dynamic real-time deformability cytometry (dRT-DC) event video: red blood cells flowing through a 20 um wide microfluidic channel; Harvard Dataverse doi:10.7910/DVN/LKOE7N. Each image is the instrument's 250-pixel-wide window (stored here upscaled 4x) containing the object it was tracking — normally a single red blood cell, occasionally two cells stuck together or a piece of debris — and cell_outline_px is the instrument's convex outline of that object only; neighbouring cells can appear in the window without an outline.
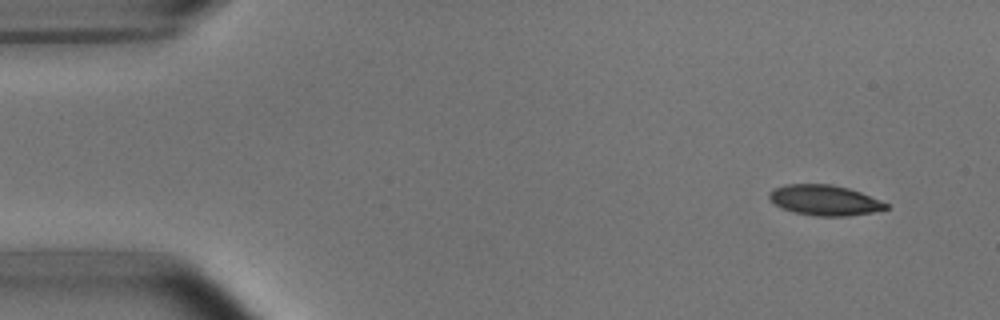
{"species": "common noctule bat (a hibernating species)", "species_latin": "Nyctalus noctula", "temperature_condition": "room temperature", "stored_images_in_passage": 2, "camera_frame_rate_fps": 3000, "um_per_image_px": 0.085, "animal": {"sex": "male", "body_mass_g": 15.6}, "frame": {"image": 1, "passage_image": 1, "time_ms": 0.0, "image_size_px": [1000, 320], "cell_outline_px": [[888, 208], [872, 212], [848, 216], [816, 216], [796, 212], [784, 208], [776, 204], [768, 196], [768, 192], [772, 188], [784, 184], [832, 184], [848, 188], [860, 192], [888, 204]], "centroid_in_image_um": [70.06, 17.0], "position_along_channel_um": 14.9, "area_um2": 20.46}}